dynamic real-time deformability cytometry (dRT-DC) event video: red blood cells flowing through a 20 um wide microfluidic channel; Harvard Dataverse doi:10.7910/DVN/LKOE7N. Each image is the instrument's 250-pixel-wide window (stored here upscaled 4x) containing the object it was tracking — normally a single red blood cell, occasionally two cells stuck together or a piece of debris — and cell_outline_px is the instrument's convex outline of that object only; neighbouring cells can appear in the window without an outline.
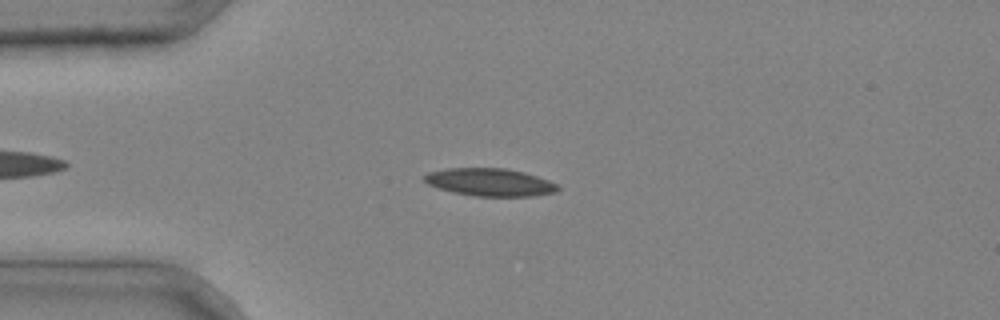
{"species": "common noctule bat (a hibernating species)", "species_latin": "Nyctalus noctula", "temperature_condition": "cold", "stored_images_in_passage": 39, "camera_frame_rate_fps": 3000, "um_per_image_px": 0.085, "animal": {"sex": "male", "body_mass_g": 20.4}, "frame": {"image": 1, "passage_image": 8, "time_ms": 2.333, "image_size_px": [1000, 320], "cell_outline_px": [[560, 188], [556, 192], [532, 196], [476, 196], [452, 192], [428, 184], [424, 180], [424, 176], [428, 172], [448, 168], [508, 168], [524, 172], [560, 184]], "centroid_in_image_um": [41.68, 15.48], "position_along_channel_um": 43.3, "area_um2": 21.56}}
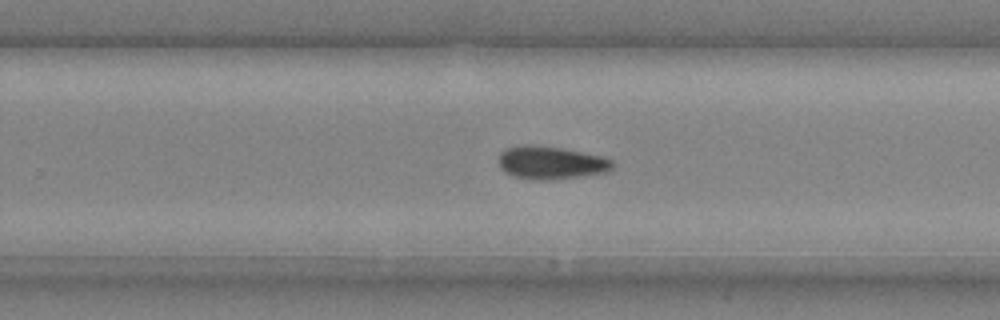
{"frame": {"image": 2, "passage_image": 25, "time_ms": 8.0, "image_size_px": [1000, 320], "cell_outline_px": [[612, 168], [604, 172], [544, 180], [536, 180], [512, 176], [500, 168], [500, 152], [504, 148], [524, 144], [528, 144], [560, 148], [600, 156], [612, 160]], "centroid_in_image_um": [46.74, 13.81], "position_along_channel_um": 283.1, "area_um2": 21.33}}
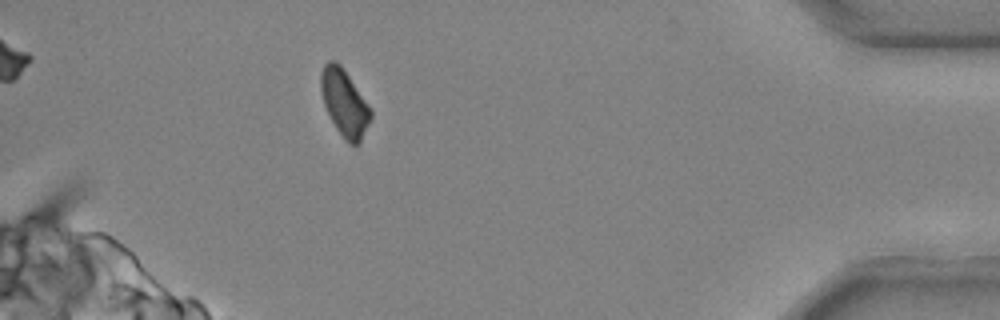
{"frame": {"image": 3, "passage_image": 36, "time_ms": 11.667, "image_size_px": [1000, 320], "cell_outline_px": [[372, 116], [360, 144], [356, 148], [348, 144], [344, 140], [336, 128], [324, 104], [320, 92], [320, 76], [324, 64], [328, 60], [336, 60], [340, 64], [372, 112]], "centroid_in_image_um": [29.26, 8.79], "position_along_channel_um": 405.9, "area_um2": 19.25}}